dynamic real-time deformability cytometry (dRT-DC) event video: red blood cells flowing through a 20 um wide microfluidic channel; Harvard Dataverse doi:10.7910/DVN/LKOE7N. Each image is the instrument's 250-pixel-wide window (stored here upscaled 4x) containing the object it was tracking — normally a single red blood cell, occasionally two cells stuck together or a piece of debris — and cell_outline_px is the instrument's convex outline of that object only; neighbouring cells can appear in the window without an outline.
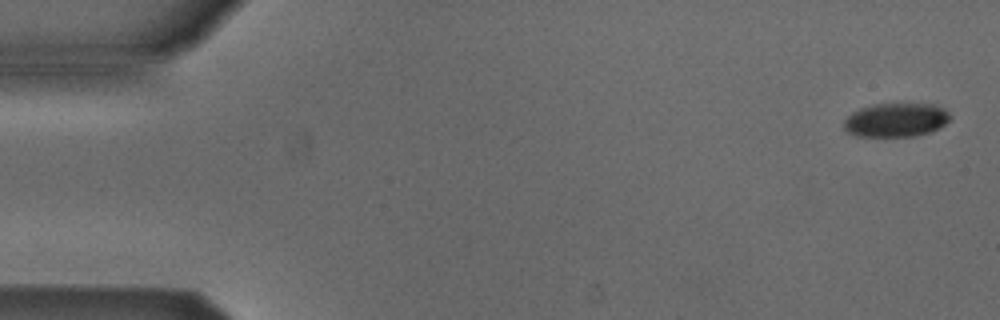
{"species": "Egyptian fruit bat (a non-hibernating species)", "species_latin": "Rousettus aegyptiacus", "temperature_condition": "cold", "stored_images_in_passage": 11, "camera_frame_rate_fps": 3000, "um_per_image_px": 0.085, "animal": {"sex": "male"}, "frame": {"image": 1, "passage_image": 2, "time_ms": 0.333, "image_size_px": [1000, 320], "cell_outline_px": [[952, 116], [940, 128], [928, 132], [912, 136], [856, 136], [848, 132], [844, 128], [844, 120], [852, 112], [860, 108], [876, 104], [932, 104], [944, 108]], "centroid_in_image_um": [76.15, 10.19], "position_along_channel_um": 8.8, "area_um2": 20.81}}